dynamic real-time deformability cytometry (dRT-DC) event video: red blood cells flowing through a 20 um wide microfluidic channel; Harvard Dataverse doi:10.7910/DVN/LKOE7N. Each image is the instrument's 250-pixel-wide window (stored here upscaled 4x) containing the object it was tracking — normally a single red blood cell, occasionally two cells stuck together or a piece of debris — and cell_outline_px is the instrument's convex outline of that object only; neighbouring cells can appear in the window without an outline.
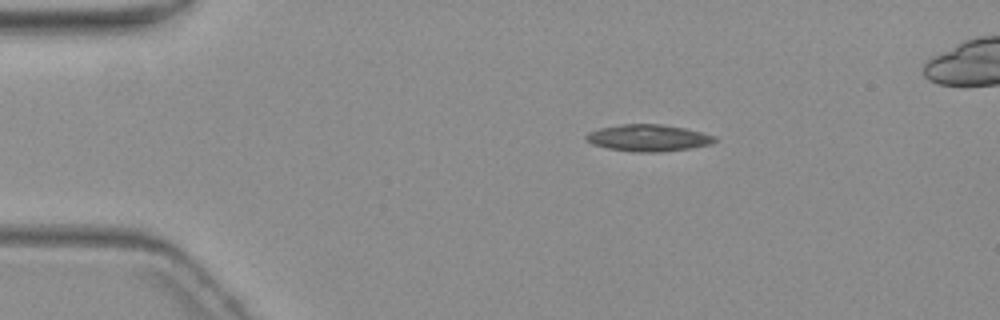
{"species": "common noctule bat (a hibernating species)", "species_latin": "Nyctalus noctula", "temperature_condition": "warm", "stored_images_in_passage": 5, "camera_frame_rate_fps": 3000, "um_per_image_px": 0.085, "animal": {"sex": "female", "body_mass_g": 19.3, "forearm_length_mm": 54.1}, "frame": {"image": 1, "passage_image": 5, "time_ms": 4.667, "image_size_px": [1000, 320], "cell_outline_px": [[720, 140], [712, 144], [688, 148], [660, 152], [636, 152], [608, 148], [592, 144], [584, 140], [584, 136], [588, 132], [600, 128], [620, 124], [664, 124], [684, 128], [716, 136]], "centroid_in_image_um": [55.1, 11.72], "position_along_channel_um": 29.9, "area_um2": 20.17}}